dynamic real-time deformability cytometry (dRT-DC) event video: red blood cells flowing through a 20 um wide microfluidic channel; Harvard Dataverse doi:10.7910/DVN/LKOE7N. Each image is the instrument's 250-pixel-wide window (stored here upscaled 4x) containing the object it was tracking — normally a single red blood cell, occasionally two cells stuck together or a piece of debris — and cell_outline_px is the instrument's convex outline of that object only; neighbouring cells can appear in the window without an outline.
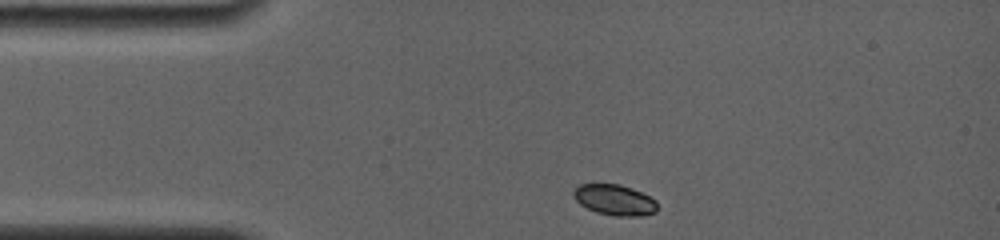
{"species": "common noctule bat (a hibernating species)", "species_latin": "Nyctalus noctula", "temperature_condition": "room temperature", "stored_images_in_passage": 34, "camera_frame_rate_fps": 4000, "um_per_image_px": 0.085, "animal": {"sex": "female", "body_mass_g": 19.0, "forearm_length_mm": 56.7}, "frame": {"image": 1, "passage_image": 1, "time_ms": 0.0, "image_size_px": [1000, 240], "cell_outline_px": [[656, 212], [644, 216], [616, 216], [596, 212], [580, 204], [572, 196], [572, 192], [580, 184], [620, 184], [632, 188], [656, 200]], "centroid_in_image_um": [52.23, 16.99], "position_along_channel_um": 32.8, "area_um2": 14.97}}
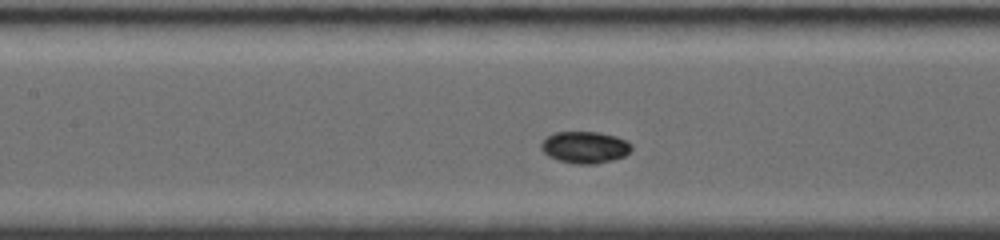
{"frame": {"image": 2, "passage_image": 19, "time_ms": 4.25, "image_size_px": [1000, 240], "cell_outline_px": [[632, 148], [624, 156], [612, 160], [596, 164], [576, 164], [560, 160], [548, 156], [540, 148], [540, 144], [548, 136], [556, 132], [600, 132], [616, 136], [628, 140], [632, 144]], "centroid_in_image_um": [49.74, 12.51], "position_along_channel_um": 157.7, "area_um2": 16.76}}
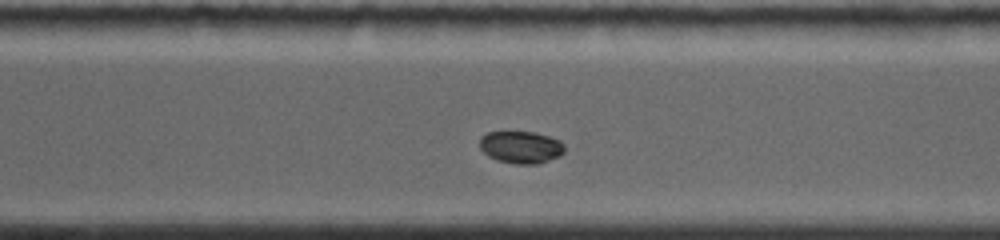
{"frame": {"image": 3, "passage_image": 34, "time_ms": 8.75, "image_size_px": [1000, 240], "cell_outline_px": [[564, 152], [560, 156], [536, 164], [516, 164], [496, 160], [488, 156], [480, 148], [480, 136], [488, 132], [532, 132], [548, 136], [560, 140], [564, 144]], "centroid_in_image_um": [44.27, 12.51], "position_along_channel_um": 326.3, "area_um2": 15.95}}